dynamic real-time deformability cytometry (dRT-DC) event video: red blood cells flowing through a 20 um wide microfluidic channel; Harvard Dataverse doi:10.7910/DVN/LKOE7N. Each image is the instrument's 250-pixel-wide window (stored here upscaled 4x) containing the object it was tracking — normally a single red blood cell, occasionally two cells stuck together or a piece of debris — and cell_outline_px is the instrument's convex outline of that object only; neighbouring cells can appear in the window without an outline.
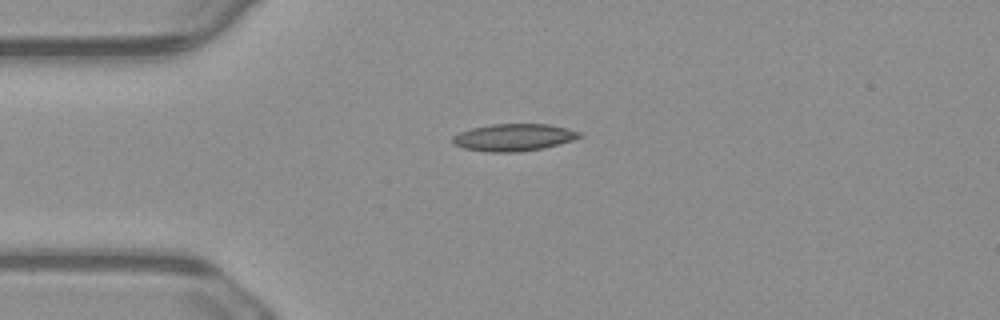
{"species": "common noctule bat (a hibernating species)", "species_latin": "Nyctalus noctula", "temperature_condition": "warm", "stored_images_in_passage": 2, "camera_frame_rate_fps": 3000, "um_per_image_px": 0.085, "animal": {"sex": "male", "body_mass_g": 23.1, "forearm_length_mm": 52.7}, "frame": {"image": 1, "passage_image": 1, "time_ms": 0.0, "image_size_px": [1000, 320], "cell_outline_px": [[580, 136], [572, 140], [544, 148], [516, 152], [488, 152], [464, 148], [452, 144], [452, 136], [460, 132], [472, 128], [492, 124], [548, 124], [568, 128], [580, 132]], "centroid_in_image_um": [43.63, 11.68], "position_along_channel_um": 41.4, "area_um2": 20.0}}